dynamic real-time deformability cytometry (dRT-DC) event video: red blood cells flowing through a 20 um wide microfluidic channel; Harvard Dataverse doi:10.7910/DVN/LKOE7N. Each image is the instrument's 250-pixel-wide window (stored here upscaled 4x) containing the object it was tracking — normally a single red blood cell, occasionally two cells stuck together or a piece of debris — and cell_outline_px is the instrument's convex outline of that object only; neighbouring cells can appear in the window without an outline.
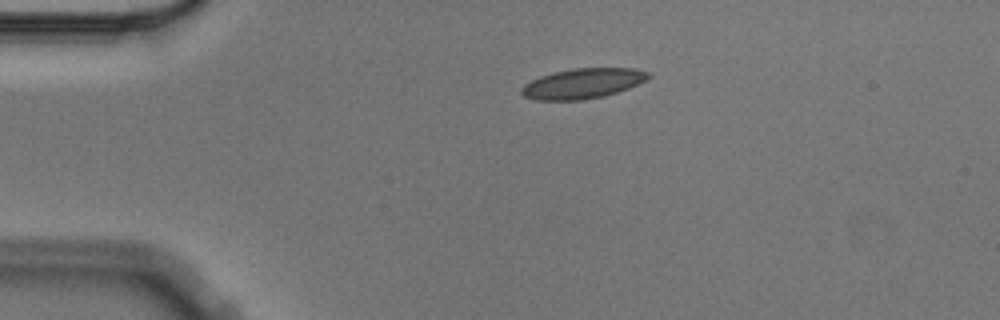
{"species": "Egyptian fruit bat (a non-hibernating species)", "species_latin": "Rousettus aegyptiacus", "temperature_condition": "cold", "stored_images_in_passage": 2, "camera_frame_rate_fps": 3000, "um_per_image_px": 0.085, "animal": {"sex": "male"}, "frame": {"image": 1, "passage_image": 1, "time_ms": 0.0, "image_size_px": [1000, 320], "cell_outline_px": [[652, 76], [628, 88], [604, 96], [584, 100], [536, 100], [524, 96], [520, 92], [520, 88], [524, 84], [540, 76], [552, 72], [572, 68], [636, 68], [648, 72]], "centroid_in_image_um": [49.5, 7.09], "position_along_channel_um": 35.5, "area_um2": 22.31}}